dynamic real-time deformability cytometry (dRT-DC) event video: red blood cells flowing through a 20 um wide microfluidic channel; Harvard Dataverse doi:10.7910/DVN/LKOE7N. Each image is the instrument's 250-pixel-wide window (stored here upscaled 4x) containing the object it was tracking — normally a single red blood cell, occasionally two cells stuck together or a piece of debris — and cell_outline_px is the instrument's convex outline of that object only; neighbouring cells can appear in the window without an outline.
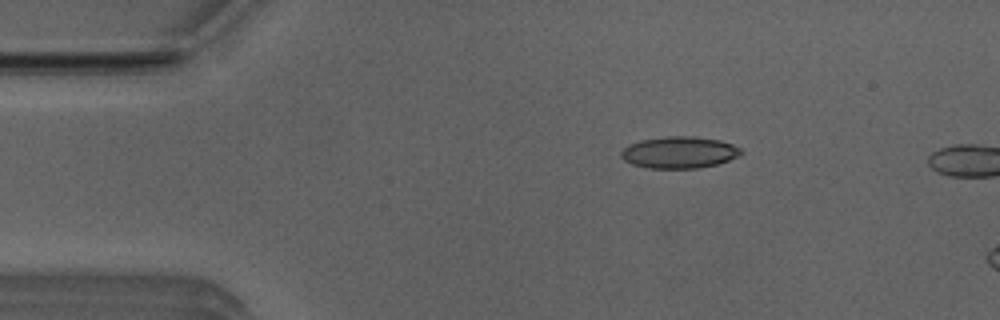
{"species": "Egyptian fruit bat (a non-hibernating species)", "species_latin": "Rousettus aegyptiacus", "temperature_condition": "room temperature", "stored_images_in_passage": 8, "camera_frame_rate_fps": 3000, "um_per_image_px": 0.085, "animal": {"sex": "male"}, "frame": {"image": 1, "passage_image": 5, "time_ms": 1.333, "image_size_px": [1000, 320], "cell_outline_px": [[744, 152], [740, 156], [716, 164], [696, 168], [648, 168], [632, 164], [624, 160], [620, 156], [620, 152], [628, 144], [640, 140], [664, 136], [692, 136], [720, 140], [732, 144], [740, 148]], "centroid_in_image_um": [57.72, 12.94], "position_along_channel_um": 27.3, "area_um2": 22.25}}